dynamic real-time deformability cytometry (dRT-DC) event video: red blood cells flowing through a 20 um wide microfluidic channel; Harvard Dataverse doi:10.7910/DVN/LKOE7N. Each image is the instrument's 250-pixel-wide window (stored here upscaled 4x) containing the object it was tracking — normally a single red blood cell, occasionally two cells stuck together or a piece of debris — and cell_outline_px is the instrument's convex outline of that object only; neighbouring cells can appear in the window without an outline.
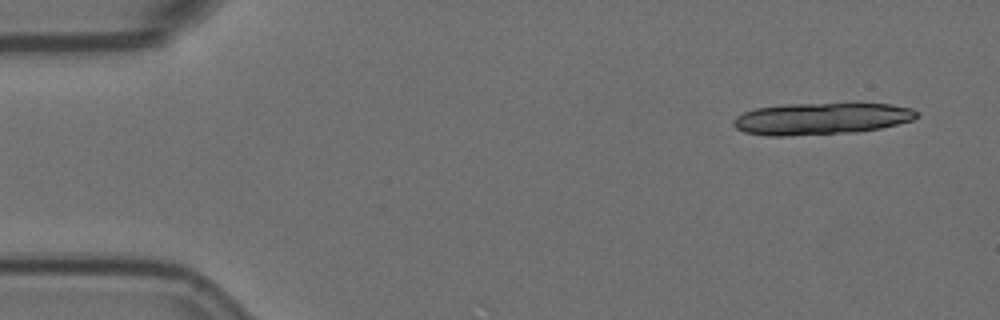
{"species": "Egyptian fruit bat (a non-hibernating species)", "species_latin": "Rousettus aegyptiacus", "temperature_condition": "room temperature", "stored_images_in_passage": 6, "camera_frame_rate_fps": 3000, "um_per_image_px": 0.085, "animal": {"sex": "female"}, "frame": {"image": 1, "passage_image": 1, "time_ms": 0.0, "image_size_px": [1000, 320], "cell_outline_px": [[920, 116], [912, 120], [880, 128], [856, 132], [784, 136], [768, 136], [744, 132], [736, 128], [732, 124], [732, 120], [736, 116], [744, 112], [756, 108], [788, 104], [892, 104], [912, 108], [920, 112]], "centroid_in_image_um": [69.81, 10.09], "position_along_channel_um": 15.2, "area_um2": 33.99}}
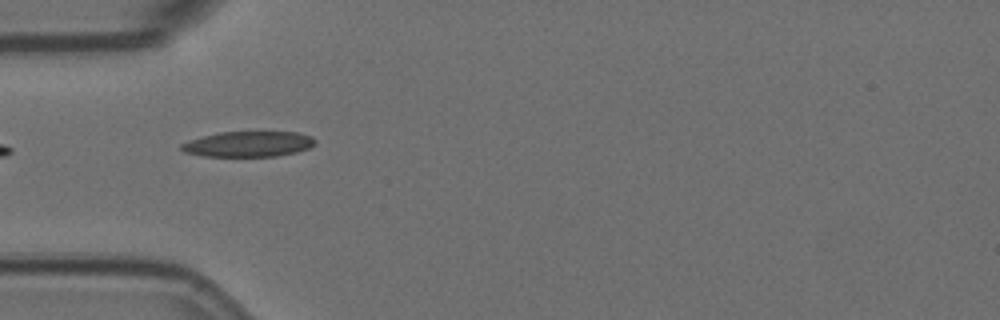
{"frame": {"image": 2, "passage_image": 5, "time_ms": 1.333, "image_size_px": [1000, 320], "cell_outline_px": [[316, 144], [308, 148], [296, 152], [276, 156], [204, 156], [184, 152], [180, 148], [180, 144], [188, 140], [220, 132], [296, 132], [312, 136], [316, 140]], "centroid_in_image_um": [21.12, 12.24], "position_along_channel_um": 63.9, "area_um2": 19.83}}
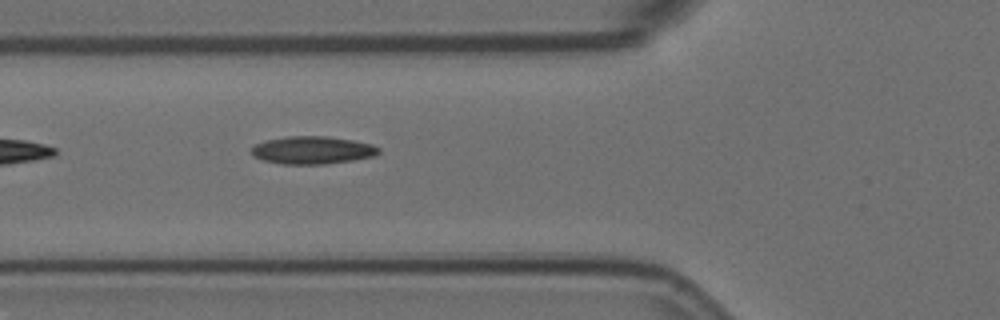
{"frame": {"image": 3, "passage_image": 6, "time_ms": 1.667, "image_size_px": [1000, 320], "cell_outline_px": [[380, 152], [376, 156], [352, 160], [324, 164], [284, 164], [264, 160], [252, 156], [252, 148], [256, 144], [268, 140], [288, 136], [328, 136], [352, 140], [372, 144], [380, 148]], "centroid_in_image_um": [26.6, 12.76], "position_along_channel_um": 99.2, "area_um2": 20.46}}